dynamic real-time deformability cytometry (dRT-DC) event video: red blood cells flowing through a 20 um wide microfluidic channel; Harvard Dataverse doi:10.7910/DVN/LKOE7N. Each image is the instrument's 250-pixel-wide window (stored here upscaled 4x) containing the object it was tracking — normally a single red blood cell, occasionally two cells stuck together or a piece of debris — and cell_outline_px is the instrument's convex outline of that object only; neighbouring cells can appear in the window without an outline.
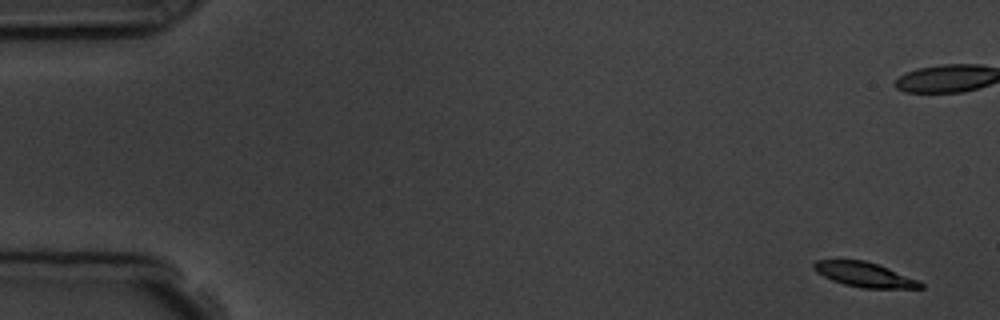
{"species": "common noctule bat (a hibernating species)", "species_latin": "Nyctalus noctula", "temperature_condition": "room temperature", "stored_images_in_passage": 6, "camera_frame_rate_fps": 3000, "um_per_image_px": 0.085, "animal": {"sex": "male", "body_mass_g": 19.5, "forearm_length_mm": 54.6}, "frame": {"image": 1, "passage_image": 1, "time_ms": 0.0, "image_size_px": [1000, 320], "cell_outline_px": [[924, 288], [864, 288], [844, 284], [832, 280], [816, 272], [812, 268], [812, 264], [816, 260], [864, 260], [888, 268], [920, 280], [924, 284]], "centroid_in_image_um": [73.49, 23.34], "position_along_channel_um": 11.5, "area_um2": 15.32}}
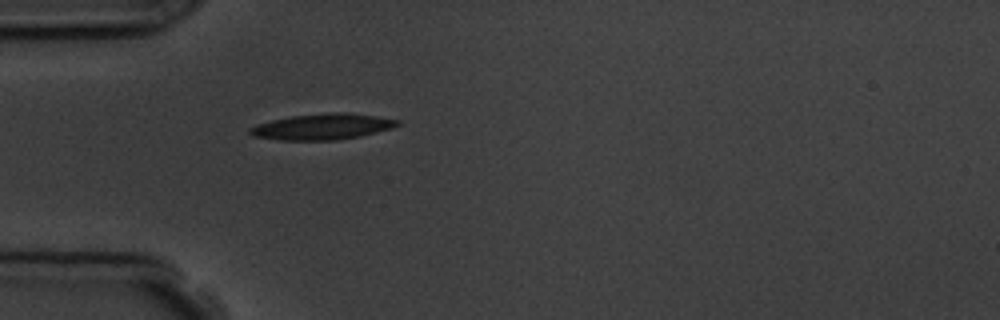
{"frame": {"image": 2, "passage_image": 6, "time_ms": 5.667, "image_size_px": [1000, 320], "cell_outline_px": [[400, 124], [392, 128], [360, 136], [336, 140], [280, 140], [252, 136], [248, 132], [248, 128], [256, 124], [272, 120], [292, 116], [332, 112], [348, 112], [376, 116], [400, 120]], "centroid_in_image_um": [27.39, 10.76], "position_along_channel_um": 57.6, "area_um2": 22.31}}